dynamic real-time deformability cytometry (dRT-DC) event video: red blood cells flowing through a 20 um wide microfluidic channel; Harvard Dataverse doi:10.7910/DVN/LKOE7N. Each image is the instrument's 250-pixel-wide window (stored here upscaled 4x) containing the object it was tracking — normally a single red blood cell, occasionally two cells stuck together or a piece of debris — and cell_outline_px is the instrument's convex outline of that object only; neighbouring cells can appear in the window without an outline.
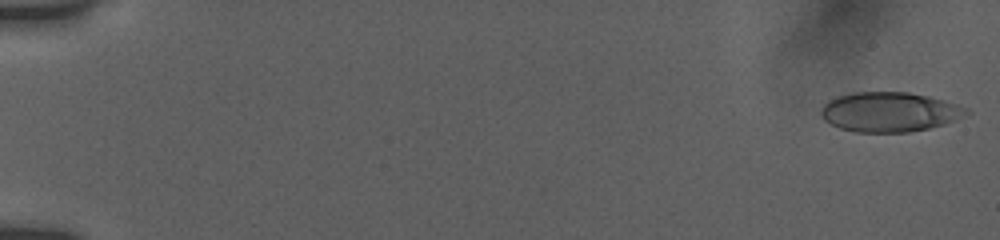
{"species": "human", "species_latin": "Homo sapiens", "temperature_condition": "room temperature", "stored_images_in_passage": 13, "camera_frame_rate_fps": 3000, "um_per_image_px": 0.085, "donor": {"sex": "female"}, "frame": {"image": 1, "passage_image": 1, "time_ms": 0.0, "image_size_px": [1000, 240], "cell_outline_px": [[972, 112], [956, 120], [944, 124], [928, 128], [908, 132], [856, 132], [840, 128], [824, 120], [820, 116], [820, 108], [828, 100], [836, 96], [852, 92], [908, 92], [928, 96], [944, 100], [968, 108]], "centroid_in_image_um": [75.6, 9.51], "position_along_channel_um": 9.4, "area_um2": 33.81}}
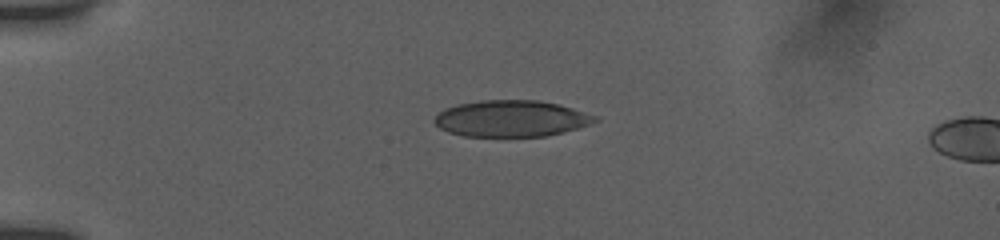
{"frame": {"image": 2, "passage_image": 10, "time_ms": 4.333, "image_size_px": [1000, 240], "cell_outline_px": [[600, 120], [564, 132], [548, 136], [464, 136], [448, 132], [440, 128], [432, 120], [444, 108], [456, 104], [480, 100], [540, 100], [572, 108], [600, 116]], "centroid_in_image_um": [43.46, 10.07], "position_along_channel_um": 41.5, "area_um2": 34.16}}